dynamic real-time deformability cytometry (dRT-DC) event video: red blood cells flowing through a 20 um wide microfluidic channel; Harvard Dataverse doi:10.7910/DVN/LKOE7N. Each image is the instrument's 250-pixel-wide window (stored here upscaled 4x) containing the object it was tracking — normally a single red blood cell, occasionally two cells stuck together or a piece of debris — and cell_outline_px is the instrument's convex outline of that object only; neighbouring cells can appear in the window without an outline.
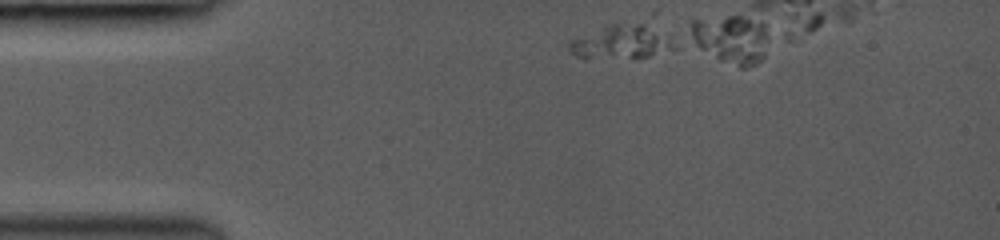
{"species": "common noctule bat (a hibernating species)", "species_latin": "Nyctalus noctula", "temperature_condition": "room temperature", "stored_images_in_passage": 1, "camera_frame_rate_fps": 3000, "um_per_image_px": 0.085, "animal": {"sex": "female", "body_mass_g": 19.0, "forearm_length_mm": 53.3}, "frame": {"image": 1, "passage_image": 1, "time_ms": 0.0, "image_size_px": [1000, 240], "cell_outline_px": [[680, 48], [648, 56], [576, 56], [568, 48], [568, 40], [608, 24], [644, 20], [672, 32]], "centroid_in_image_um": [53.06, 3.45], "position_along_channel_um": 31.9, "area_um2": 21.62}}